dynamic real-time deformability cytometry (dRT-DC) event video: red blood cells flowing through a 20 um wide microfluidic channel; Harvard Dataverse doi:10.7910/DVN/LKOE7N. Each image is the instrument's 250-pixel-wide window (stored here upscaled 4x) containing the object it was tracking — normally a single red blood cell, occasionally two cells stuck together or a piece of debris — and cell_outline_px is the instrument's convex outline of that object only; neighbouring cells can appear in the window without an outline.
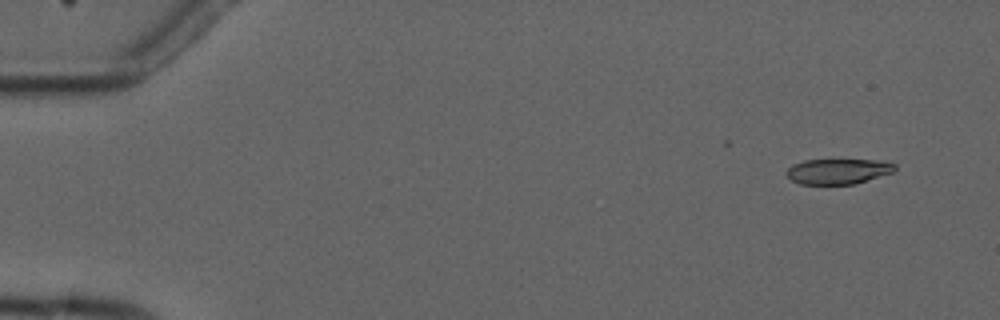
{"species": "common noctule bat (a hibernating species)", "species_latin": "Nyctalus noctula", "temperature_condition": "cold", "stored_images_in_passage": 14, "camera_frame_rate_fps": 3000, "um_per_image_px": 0.085, "animal": {"sex": "male", "forearm_length_mm": 52.5}, "frame": {"image": 1, "passage_image": 1, "time_ms": 0.0, "image_size_px": [1000, 320], "cell_outline_px": [[896, 168], [892, 172], [852, 184], [800, 184], [792, 180], [784, 172], [792, 164], [804, 160], [880, 160], [896, 164]], "centroid_in_image_um": [71.19, 14.55], "position_along_channel_um": 13.8, "area_um2": 15.84}}
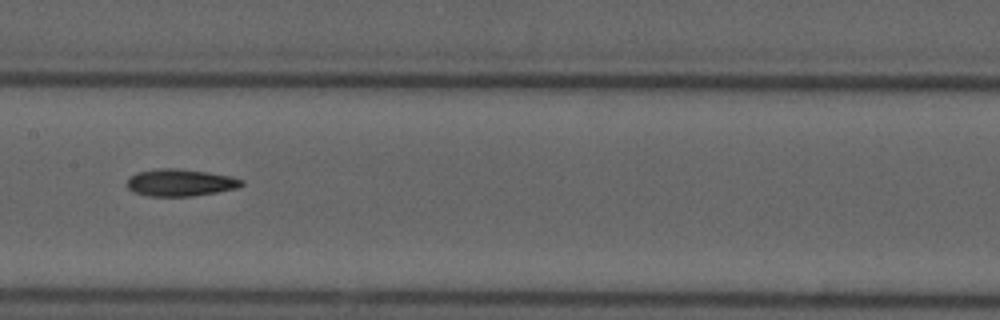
{"frame": {"image": 2, "passage_image": 7, "time_ms": 8.0, "image_size_px": [1000, 320], "cell_outline_px": [[244, 184], [236, 188], [216, 192], [192, 196], [148, 196], [132, 192], [128, 188], [128, 176], [136, 172], [156, 168], [176, 168], [208, 172], [232, 176], [244, 180]], "centroid_in_image_um": [15.3, 15.51], "position_along_channel_um": 192.1, "area_um2": 18.26}}
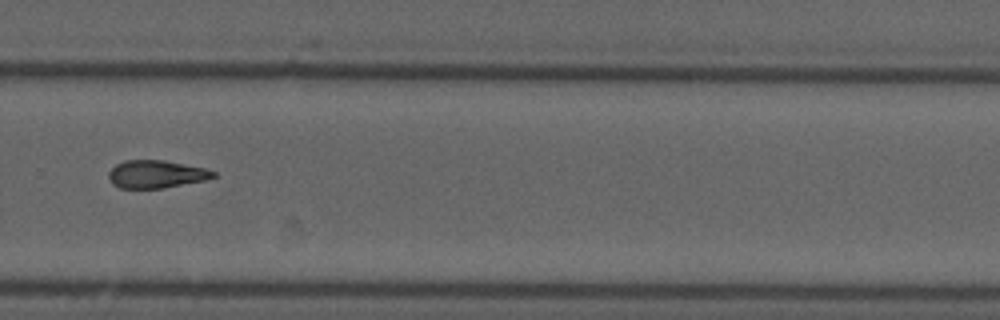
{"frame": {"image": 3, "passage_image": 10, "time_ms": 11.333, "image_size_px": [1000, 320], "cell_outline_px": [[216, 176], [204, 180], [160, 188], [120, 188], [112, 184], [108, 176], [108, 172], [116, 164], [124, 160], [164, 160], [204, 168], [216, 172]], "centroid_in_image_um": [13.23, 14.79], "position_along_channel_um": 316.6, "area_um2": 16.76}}